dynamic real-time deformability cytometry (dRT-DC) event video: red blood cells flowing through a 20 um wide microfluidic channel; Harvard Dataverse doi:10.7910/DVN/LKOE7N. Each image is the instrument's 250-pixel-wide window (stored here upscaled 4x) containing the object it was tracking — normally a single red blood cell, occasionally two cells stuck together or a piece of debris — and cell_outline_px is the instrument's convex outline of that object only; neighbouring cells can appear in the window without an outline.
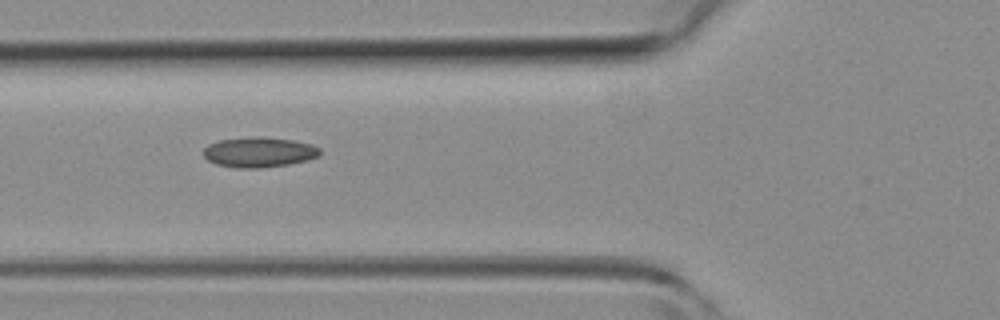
{"species": "common noctule bat (a hibernating species)", "species_latin": "Nyctalus noctula", "temperature_condition": "room temperature", "stored_images_in_passage": 33, "camera_frame_rate_fps": 3000, "um_per_image_px": 0.085, "animal": {"sex": "female", "body_mass_g": 19.3, "forearm_length_mm": 54.1}, "frame": {"image": 1, "passage_image": 5, "time_ms": 1.333, "image_size_px": [1000, 320], "cell_outline_px": [[320, 156], [308, 160], [288, 164], [256, 168], [236, 168], [216, 164], [208, 160], [204, 156], [204, 148], [208, 144], [220, 140], [256, 136], [292, 140], [312, 144], [320, 148]], "centroid_in_image_um": [22.02, 12.93], "position_along_channel_um": 103.8, "area_um2": 20.4}}
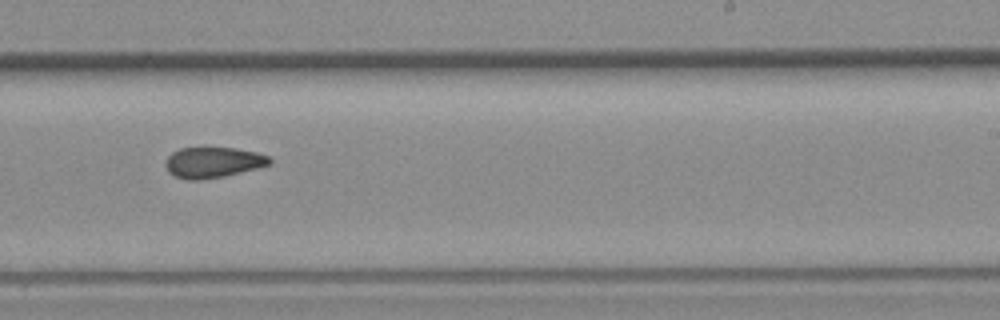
{"frame": {"image": 2, "passage_image": 16, "time_ms": 5.0, "image_size_px": [1000, 320], "cell_outline_px": [[272, 164], [224, 176], [200, 180], [188, 180], [176, 176], [168, 172], [164, 164], [168, 156], [172, 152], [180, 148], [236, 148], [256, 152], [268, 156], [272, 160]], "centroid_in_image_um": [18.09, 13.8], "position_along_channel_um": 270.9, "area_um2": 18.55}}
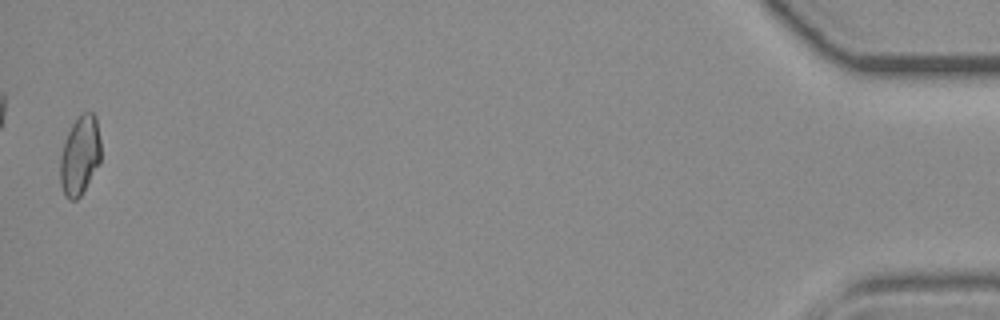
{"frame": {"image": 3, "passage_image": 33, "time_ms": 10.667, "image_size_px": [1000, 320], "cell_outline_px": [[100, 164], [80, 196], [76, 200], [68, 200], [64, 196], [60, 184], [60, 156], [68, 132], [72, 124], [80, 112], [92, 112], [96, 116], [100, 140]], "centroid_in_image_um": [6.79, 13.22], "position_along_channel_um": 428.4, "area_um2": 18.96}}